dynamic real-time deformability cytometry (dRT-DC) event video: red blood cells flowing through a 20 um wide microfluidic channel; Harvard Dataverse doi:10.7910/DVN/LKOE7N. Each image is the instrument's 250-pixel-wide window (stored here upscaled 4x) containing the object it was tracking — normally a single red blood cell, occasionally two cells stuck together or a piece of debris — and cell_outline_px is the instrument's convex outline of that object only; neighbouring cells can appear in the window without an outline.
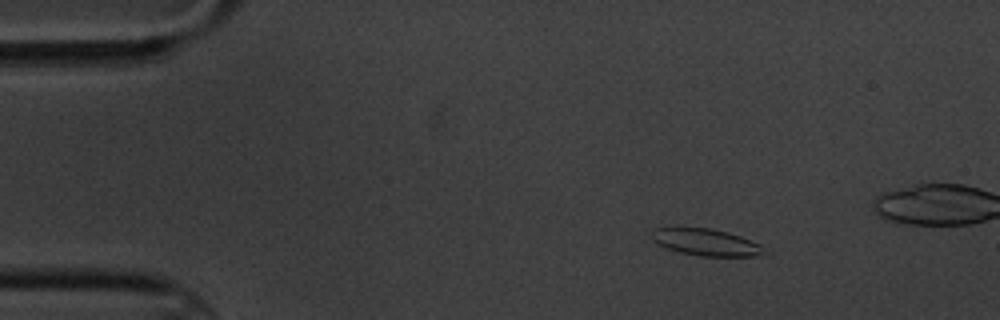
{"species": "common noctule bat (a hibernating species)", "species_latin": "Nyctalus noctula", "temperature_condition": "cold", "stored_images_in_passage": 6, "camera_frame_rate_fps": 3000, "um_per_image_px": 0.085, "animal": {"sex": "male", "body_mass_g": 20.1, "forearm_length_mm": 53.5}, "frame": {"image": 1, "passage_image": 3, "time_ms": 2.0, "image_size_px": [1000, 320], "cell_outline_px": [[764, 252], [756, 256], [700, 256], [680, 252], [668, 248], [652, 240], [652, 228], [712, 228], [728, 232], [740, 236], [760, 244], [764, 248]], "centroid_in_image_um": [60.01, 20.59], "position_along_channel_um": 25.0, "area_um2": 17.34}}